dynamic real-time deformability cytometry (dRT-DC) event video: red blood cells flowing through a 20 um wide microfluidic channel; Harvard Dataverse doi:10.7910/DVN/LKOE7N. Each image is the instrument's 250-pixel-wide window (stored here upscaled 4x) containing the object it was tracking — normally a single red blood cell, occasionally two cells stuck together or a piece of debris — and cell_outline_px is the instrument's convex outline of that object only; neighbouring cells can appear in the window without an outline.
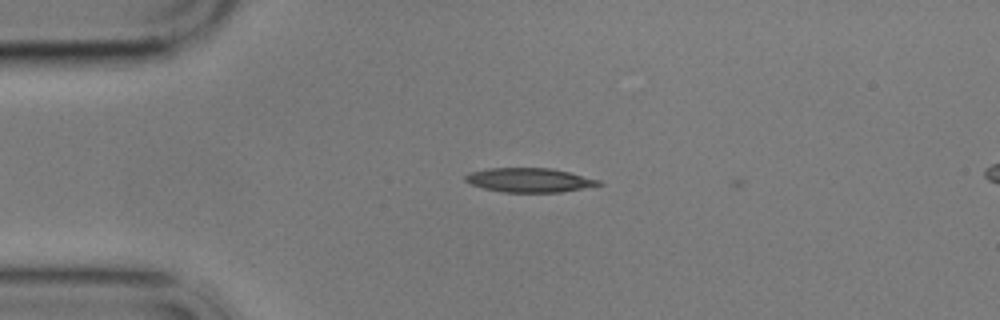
{"species": "common noctule bat (a hibernating species)", "species_latin": "Nyctalus noctula", "temperature_condition": "cold", "stored_images_in_passage": 3, "camera_frame_rate_fps": 3000, "um_per_image_px": 0.085, "animal": {"sex": "male", "body_mass_g": 17.9}, "frame": {"image": 1, "passage_image": 2, "time_ms": 1.333, "image_size_px": [1000, 320], "cell_outline_px": [[604, 184], [560, 192], [504, 192], [484, 188], [468, 184], [464, 180], [464, 176], [468, 172], [488, 168], [548, 168], [568, 172], [600, 180]], "centroid_in_image_um": [44.93, 15.3], "position_along_channel_um": 40.1, "area_um2": 18.73}}